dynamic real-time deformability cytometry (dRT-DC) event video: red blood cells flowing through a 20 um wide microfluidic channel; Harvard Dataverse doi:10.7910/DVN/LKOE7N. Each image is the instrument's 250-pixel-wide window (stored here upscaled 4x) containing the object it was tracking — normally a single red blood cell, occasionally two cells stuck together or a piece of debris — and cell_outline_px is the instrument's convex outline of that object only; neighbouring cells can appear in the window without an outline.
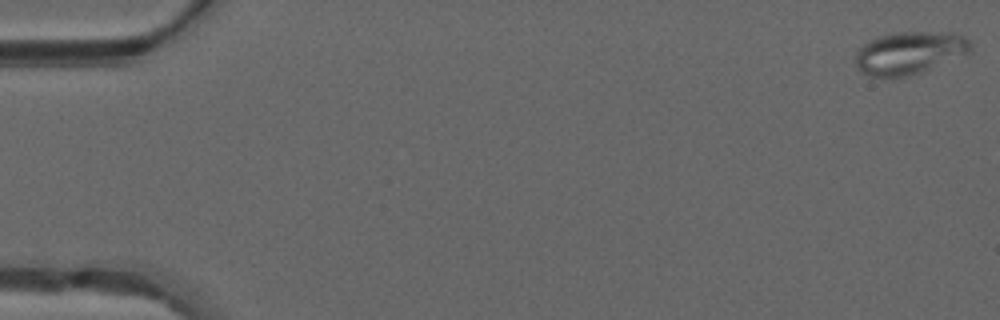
{"species": "common noctule bat (a hibernating species)", "species_latin": "Nyctalus noctula", "temperature_condition": "warm", "stored_images_in_passage": 13, "camera_frame_rate_fps": 3000, "um_per_image_px": 0.085, "animal": {"sex": "male", "forearm_length_mm": 52.5}, "frame": {"image": 1, "passage_image": 1, "time_ms": 0.0, "image_size_px": [1000, 320], "cell_outline_px": [[972, 52], [920, 72], [908, 76], [868, 76], [860, 72], [856, 64], [856, 52], [868, 40], [880, 36], [896, 32], [952, 32], [964, 36], [972, 44]], "centroid_in_image_um": [77.32, 4.47], "position_along_channel_um": 7.7, "area_um2": 28.5}}